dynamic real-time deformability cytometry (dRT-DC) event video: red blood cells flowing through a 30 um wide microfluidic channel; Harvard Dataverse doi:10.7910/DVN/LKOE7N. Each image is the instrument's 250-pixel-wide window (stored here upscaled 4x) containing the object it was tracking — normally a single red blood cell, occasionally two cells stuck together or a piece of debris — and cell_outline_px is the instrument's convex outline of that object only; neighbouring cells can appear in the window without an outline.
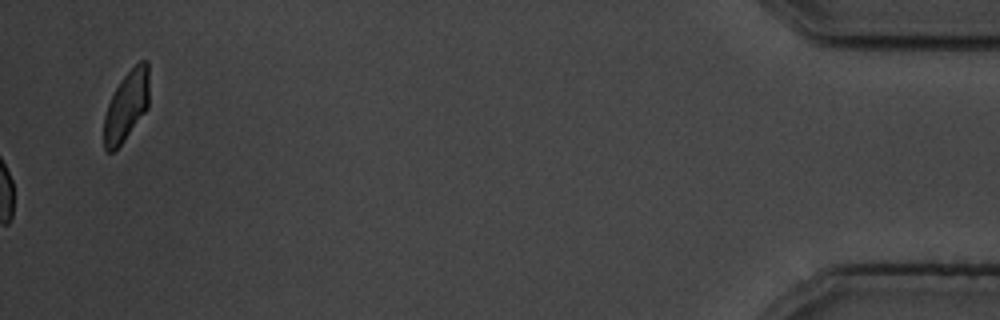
{"species": "common noctule bat (a hibernating species)", "species_latin": "Nyctalus noctula", "temperature_condition": "cold", "stored_images_in_passage": 56, "camera_frame_rate_fps": 3000, "um_per_image_px": 0.085, "animal": {"sex": "male", "body_mass_g": 19.5, "forearm_length_mm": 54.6}, "frame": {"image": 1, "passage_image": 56, "time_ms": 18.333, "image_size_px": [1000, 320], "cell_outline_px": [[148, 108], [124, 140], [112, 152], [108, 152], [104, 148], [104, 116], [108, 104], [120, 80], [140, 60], [148, 60]], "centroid_in_image_um": [10.75, 8.99], "position_along_channel_um": 424.5, "area_um2": 18.15}, "authors_computed_cell_mechanics": {"area_um2": 16.2996, "velocity_mm_per_s": 3.6973, "shape_relaxation_time_tau1_ms": 2.5613, "shape_relaxation_time_tau2_ms": null, "deformation_change_tau1": 0.0732, "deformation_change_tau2": null}}